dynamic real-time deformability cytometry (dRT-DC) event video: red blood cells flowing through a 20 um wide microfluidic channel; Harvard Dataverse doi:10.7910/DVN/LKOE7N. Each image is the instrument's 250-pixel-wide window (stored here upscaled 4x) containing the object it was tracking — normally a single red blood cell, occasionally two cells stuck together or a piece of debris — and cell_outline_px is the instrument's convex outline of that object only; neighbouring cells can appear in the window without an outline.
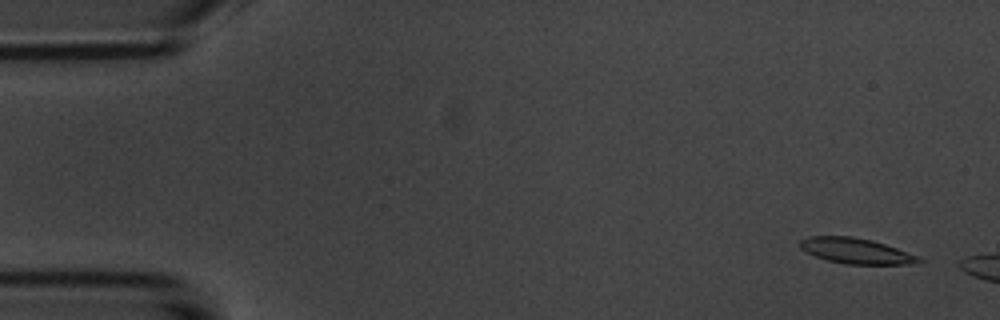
{"species": "common noctule bat (a hibernating species)", "species_latin": "Nyctalus noctula", "temperature_condition": "room temperature", "stored_images_in_passage": 5, "camera_frame_rate_fps": 3000, "um_per_image_px": 0.085, "animal": {"sex": "male", "body_mass_g": 20.1, "forearm_length_mm": 53.5}, "frame": {"image": 1, "passage_image": 1, "time_ms": 0.0, "image_size_px": [1000, 320], "cell_outline_px": [[924, 260], [920, 264], [844, 264], [828, 260], [816, 256], [800, 248], [800, 240], [808, 236], [852, 236], [872, 240], [896, 248], [916, 256]], "centroid_in_image_um": [72.76, 21.33], "position_along_channel_um": 12.2, "area_um2": 17.51}}